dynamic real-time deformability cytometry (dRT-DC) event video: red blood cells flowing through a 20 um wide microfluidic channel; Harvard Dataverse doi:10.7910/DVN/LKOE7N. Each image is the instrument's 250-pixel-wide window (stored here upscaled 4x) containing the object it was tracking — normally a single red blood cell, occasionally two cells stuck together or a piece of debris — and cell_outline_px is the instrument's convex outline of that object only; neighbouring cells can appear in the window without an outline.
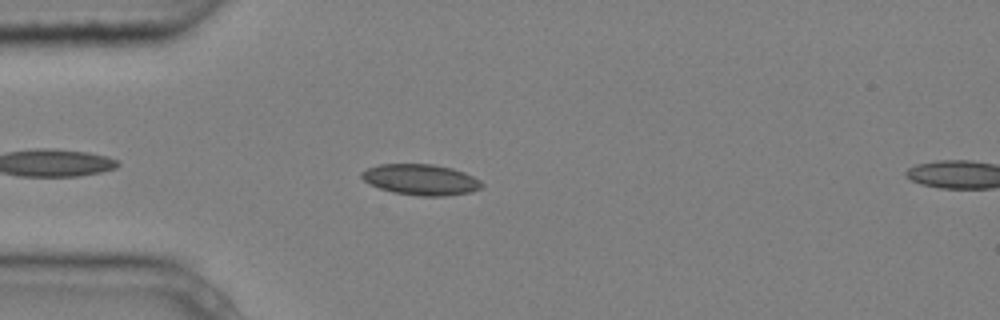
{"species": "common noctule bat (a hibernating species)", "species_latin": "Nyctalus noctula", "temperature_condition": "cold", "stored_images_in_passage": 5, "segment_of_instrument_passage": [1, 2], "camera_frame_rate_fps": 3000, "um_per_image_px": 0.085, "animal": {"sex": "male", "body_mass_g": 20.4}, "frame": {"image": 1, "passage_image": 4, "time_ms": 1.0, "image_size_px": [1000, 320], "cell_outline_px": [[484, 188], [472, 192], [444, 196], [416, 196], [392, 192], [380, 188], [364, 180], [360, 176], [360, 172], [368, 168], [380, 164], [432, 164], [452, 168], [464, 172], [480, 180], [484, 184]], "centroid_in_image_um": [35.81, 15.27], "position_along_channel_um": 49.2, "area_um2": 21.73}}